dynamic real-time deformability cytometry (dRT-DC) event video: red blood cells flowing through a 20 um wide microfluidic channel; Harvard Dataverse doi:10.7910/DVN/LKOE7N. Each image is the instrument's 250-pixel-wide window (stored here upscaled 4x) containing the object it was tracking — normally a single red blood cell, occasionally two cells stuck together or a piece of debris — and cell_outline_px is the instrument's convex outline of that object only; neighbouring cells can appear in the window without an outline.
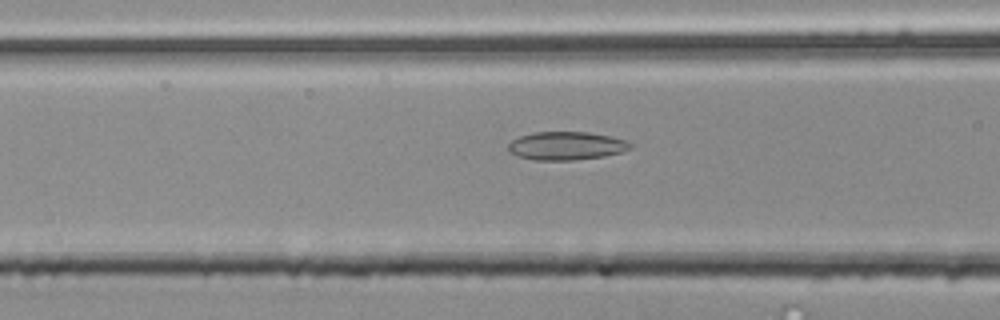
{"species": "common noctule bat (a hibernating species)", "species_latin": "Nyctalus noctula", "temperature_condition": "room temperature", "stored_images_in_passage": 35, "segment_of_instrument_passage": [1, 2], "camera_frame_rate_fps": 3000, "um_per_image_px": 0.085, "animal": {"sex": "male", "body_mass_g": 20.4}, "frame": {"image": 1, "passage_image": 6, "time_ms": 1.667, "image_size_px": [1000, 320], "cell_outline_px": [[632, 148], [620, 152], [604, 156], [572, 160], [536, 160], [520, 156], [508, 152], [508, 144], [512, 140], [520, 136], [532, 132], [588, 132], [612, 136], [624, 140], [632, 144]], "centroid_in_image_um": [48.13, 12.38], "position_along_channel_um": 118.5, "area_um2": 20.06}}
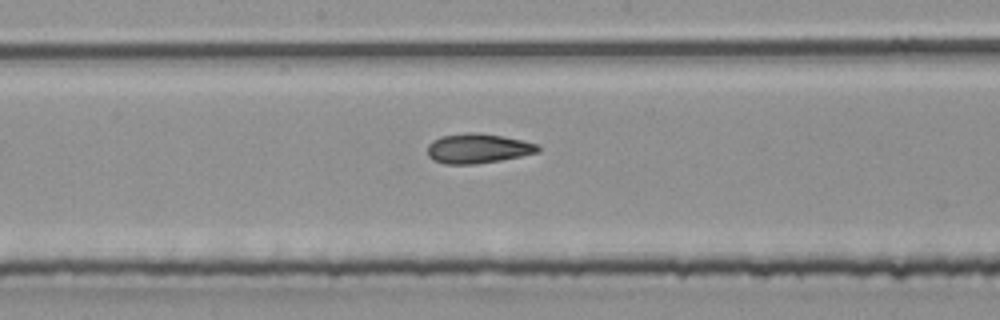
{"frame": {"image": 2, "passage_image": 13, "time_ms": 4.0, "image_size_px": [1000, 320], "cell_outline_px": [[540, 152], [500, 160], [476, 164], [444, 164], [432, 160], [428, 156], [428, 144], [432, 140], [440, 136], [468, 132], [476, 132], [504, 136], [540, 144]], "centroid_in_image_um": [40.62, 12.61], "position_along_channel_um": 207.6, "area_um2": 19.36}}
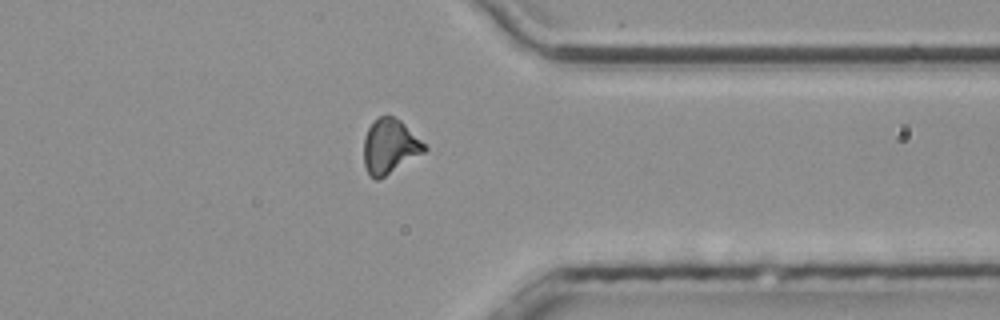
{"frame": {"image": 3, "passage_image": 27, "time_ms": 8.667, "image_size_px": [1000, 320], "cell_outline_px": [[428, 148], [424, 152], [380, 180], [376, 180], [368, 176], [364, 164], [364, 136], [368, 128], [380, 116], [392, 116], [400, 120]], "centroid_in_image_um": [33.1, 12.49], "position_along_channel_um": 378.3, "area_um2": 19.13}}